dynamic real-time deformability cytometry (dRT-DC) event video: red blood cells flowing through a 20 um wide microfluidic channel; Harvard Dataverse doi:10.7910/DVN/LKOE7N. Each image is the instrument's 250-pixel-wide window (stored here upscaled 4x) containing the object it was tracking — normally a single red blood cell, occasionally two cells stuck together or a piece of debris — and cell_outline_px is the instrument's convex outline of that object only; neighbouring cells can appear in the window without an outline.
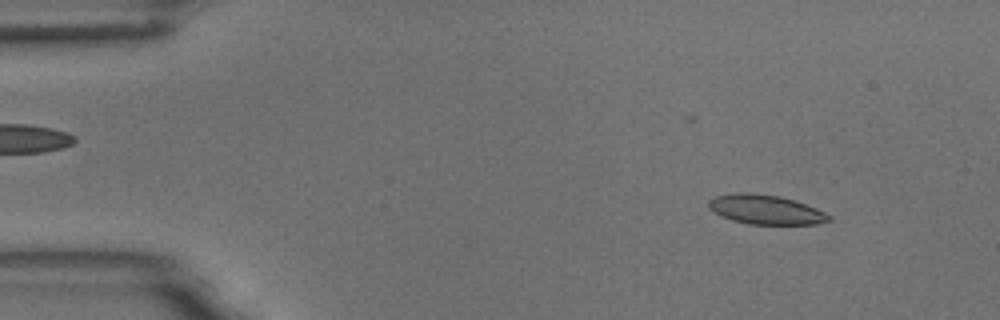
{"species": "common noctule bat (a hibernating species)", "species_latin": "Nyctalus noctula", "temperature_condition": "room temperature", "stored_images_in_passage": 55, "camera_frame_rate_fps": 3000, "um_per_image_px": 0.085, "animal": {"sex": "male", "body_mass_g": 18.8}, "frame": {"image": 1, "passage_image": 6, "time_ms": 1.667, "image_size_px": [1000, 320], "cell_outline_px": [[832, 220], [816, 224], [748, 224], [732, 220], [720, 216], [712, 212], [708, 208], [708, 200], [716, 196], [732, 192], [752, 192], [780, 196], [796, 200], [816, 208], [832, 216]], "centroid_in_image_um": [65.05, 17.8], "position_along_channel_um": 20.0, "area_um2": 20.98}}
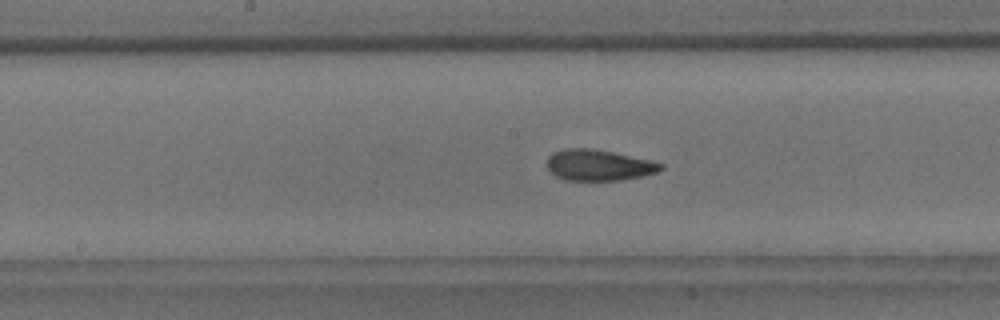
{"frame": {"image": 2, "passage_image": 28, "time_ms": 9.0, "image_size_px": [1000, 320], "cell_outline_px": [[664, 168], [656, 172], [640, 176], [620, 180], [564, 180], [548, 172], [544, 164], [548, 156], [552, 152], [564, 148], [588, 148], [612, 152], [652, 160], [664, 164]], "centroid_in_image_um": [50.81, 14.03], "position_along_channel_um": 197.4, "area_um2": 20.81}}
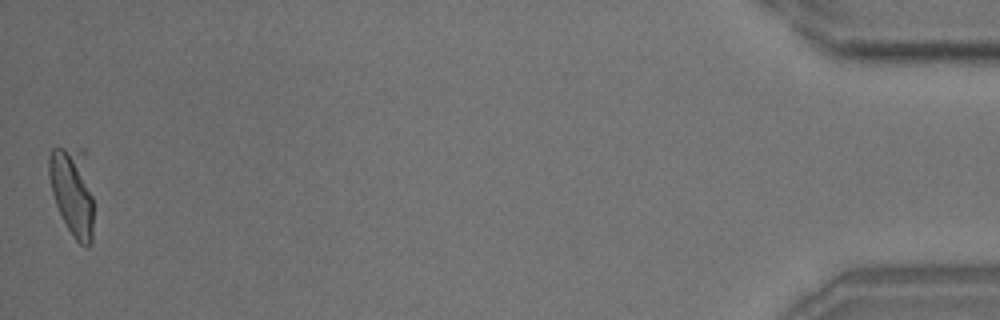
{"frame": {"image": 3, "passage_image": 55, "time_ms": 18.0, "image_size_px": [1000, 320], "cell_outline_px": [[92, 244], [88, 248], [84, 248], [72, 236], [56, 204], [52, 192], [48, 176], [48, 156], [52, 148], [84, 148], [92, 196]], "centroid_in_image_um": [6.16, 16.26], "position_along_channel_um": 429.0, "area_um2": 23.18}, "authors_computed_cell_mechanics": {"area_um2": 20.808, "velocity_mm_per_s": 3.6229, "shape_relaxation_time_tau1_ms": 5.1391, "shape_relaxation_time_tau2_ms": 2.0651, "deformation_change_tau1": 0.1359, "deformation_change_tau2": 0.0733}}